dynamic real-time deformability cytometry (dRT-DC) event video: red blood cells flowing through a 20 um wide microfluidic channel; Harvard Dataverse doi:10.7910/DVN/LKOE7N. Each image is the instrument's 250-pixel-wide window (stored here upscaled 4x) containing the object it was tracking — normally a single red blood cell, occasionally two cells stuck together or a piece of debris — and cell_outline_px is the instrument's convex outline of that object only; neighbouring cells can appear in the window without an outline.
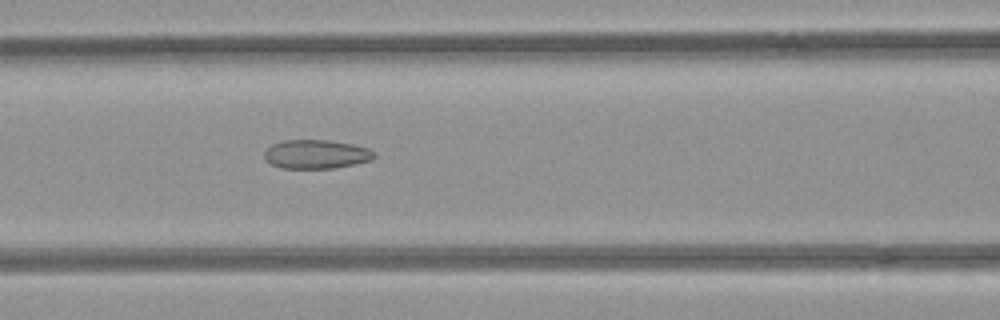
{"species": "common noctule bat (a hibernating species)", "species_latin": "Nyctalus noctula", "temperature_condition": "room temperature", "stored_images_in_passage": 34, "camera_frame_rate_fps": 3000, "um_per_image_px": 0.085, "animal": {"sex": "female", "body_mass_g": 21.9}, "frame": {"image": 1, "passage_image": 22, "time_ms": 7.0, "image_size_px": [1000, 320], "cell_outline_px": [[376, 156], [372, 160], [336, 168], [284, 168], [272, 164], [264, 160], [264, 152], [272, 144], [284, 140], [328, 140], [352, 144], [368, 148], [376, 152]], "centroid_in_image_um": [26.9, 13.11], "position_along_channel_um": 139.7, "area_um2": 18.55}}
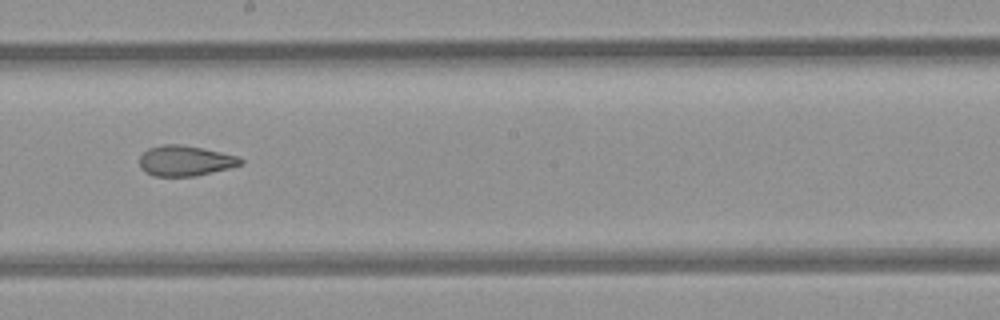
{"frame": {"image": 2, "passage_image": 29, "time_ms": 9.333, "image_size_px": [1000, 320], "cell_outline_px": [[244, 164], [196, 176], [152, 176], [144, 172], [140, 168], [140, 156], [148, 148], [164, 144], [180, 144], [204, 148], [240, 156], [244, 160]], "centroid_in_image_um": [15.76, 13.66], "position_along_channel_um": 232.4, "area_um2": 18.15}}
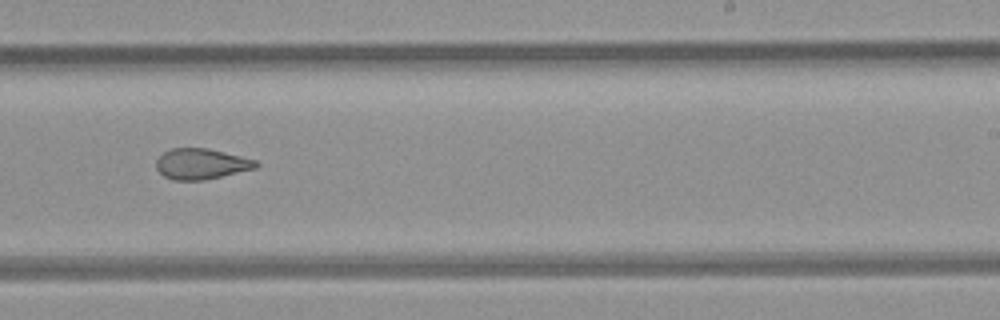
{"frame": {"image": 3, "passage_image": 32, "time_ms": 10.333, "image_size_px": [1000, 320], "cell_outline_px": [[260, 164], [256, 168], [204, 180], [172, 180], [164, 176], [156, 168], [156, 160], [164, 152], [172, 148], [208, 148], [256, 160]], "centroid_in_image_um": [17.1, 13.93], "position_along_channel_um": 271.9, "area_um2": 17.74}}